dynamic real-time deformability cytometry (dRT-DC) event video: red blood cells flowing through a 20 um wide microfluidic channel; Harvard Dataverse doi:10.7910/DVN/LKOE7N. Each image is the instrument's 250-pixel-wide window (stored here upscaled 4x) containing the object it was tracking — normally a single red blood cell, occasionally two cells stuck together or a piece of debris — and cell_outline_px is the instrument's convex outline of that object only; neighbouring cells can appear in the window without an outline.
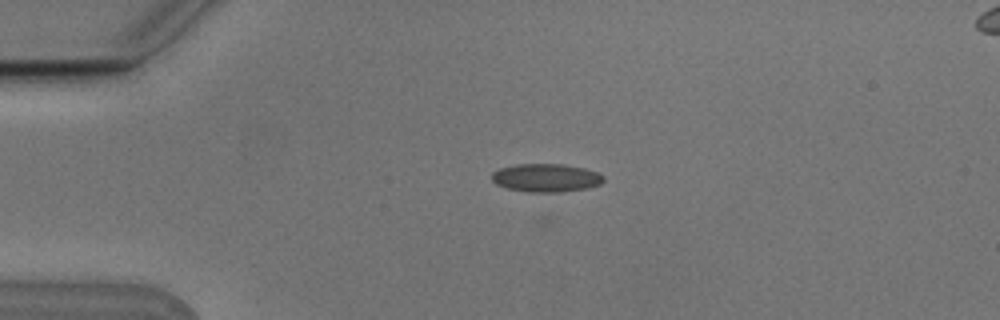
{"species": "Egyptian fruit bat (a non-hibernating species)", "species_latin": "Rousettus aegyptiacus", "temperature_condition": "cold", "stored_images_in_passage": 7, "camera_frame_rate_fps": 3000, "um_per_image_px": 0.085, "animal": {"sex": "male"}, "frame": {"image": 1, "passage_image": 5, "time_ms": 1.333, "image_size_px": [1000, 320], "cell_outline_px": [[604, 180], [600, 184], [588, 188], [560, 192], [528, 192], [508, 188], [496, 184], [492, 180], [492, 172], [500, 168], [516, 164], [564, 164], [584, 168], [600, 172], [604, 176]], "centroid_in_image_um": [46.44, 15.11], "position_along_channel_um": 38.6, "area_um2": 18.5}}